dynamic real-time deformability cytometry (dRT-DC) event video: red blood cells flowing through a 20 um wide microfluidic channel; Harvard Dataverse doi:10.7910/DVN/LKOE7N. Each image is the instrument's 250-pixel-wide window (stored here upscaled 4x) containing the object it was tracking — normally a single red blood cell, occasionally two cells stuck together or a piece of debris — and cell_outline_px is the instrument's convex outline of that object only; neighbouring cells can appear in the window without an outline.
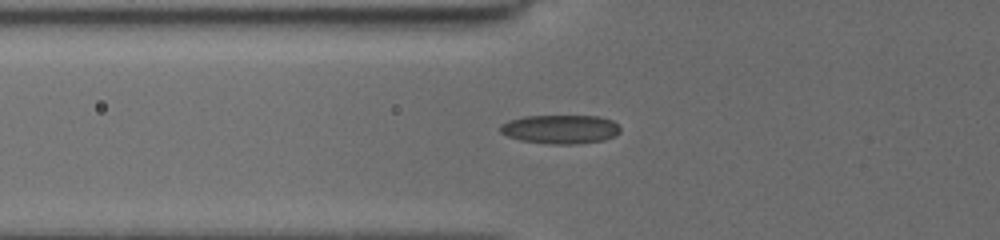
{"species": "common noctule bat (a hibernating species)", "species_latin": "Nyctalus noctula", "temperature_condition": "cold", "stored_images_in_passage": 10, "camera_frame_rate_fps": 3000, "um_per_image_px": 0.085, "animal": {"sex": "female", "body_mass_g": 19.5, "forearm_length_mm": 54.1}, "frame": {"image": 1, "passage_image": 2, "time_ms": 0.333, "image_size_px": [1000, 240], "cell_outline_px": [[620, 132], [604, 140], [576, 144], [548, 144], [520, 140], [508, 136], [500, 132], [500, 124], [508, 120], [524, 116], [596, 116], [612, 120], [620, 128]], "centroid_in_image_um": [47.6, 10.98], "position_along_channel_um": 78.2, "area_um2": 20.17}}
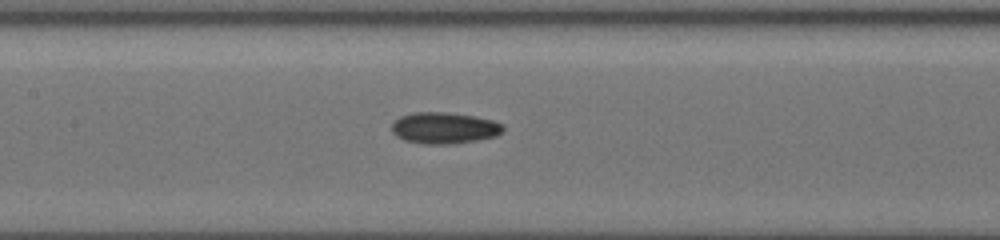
{"frame": {"image": 2, "passage_image": 7, "time_ms": 2.667, "image_size_px": [1000, 240], "cell_outline_px": [[504, 132], [496, 136], [476, 140], [448, 144], [424, 144], [404, 140], [396, 136], [392, 132], [392, 124], [400, 116], [412, 112], [448, 112], [476, 116], [492, 120], [504, 124]], "centroid_in_image_um": [37.78, 10.87], "position_along_channel_um": 169.6, "area_um2": 20.52}}
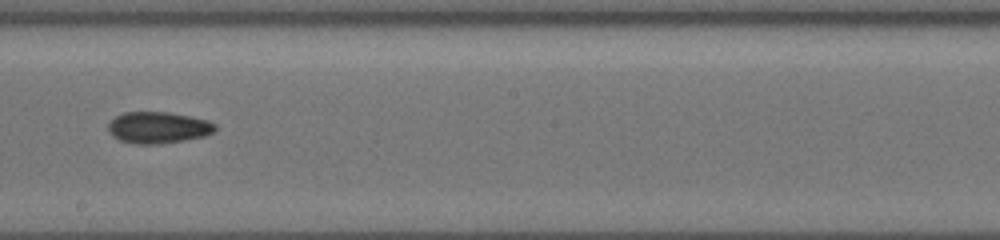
{"frame": {"image": 3, "passage_image": 9, "time_ms": 4.333, "image_size_px": [1000, 240], "cell_outline_px": [[216, 128], [212, 132], [204, 136], [184, 140], [160, 144], [136, 144], [120, 140], [112, 136], [108, 132], [108, 124], [116, 116], [124, 112], [168, 112], [192, 116], [208, 120], [216, 124]], "centroid_in_image_um": [13.44, 10.84], "position_along_channel_um": 234.8, "area_um2": 19.71}}